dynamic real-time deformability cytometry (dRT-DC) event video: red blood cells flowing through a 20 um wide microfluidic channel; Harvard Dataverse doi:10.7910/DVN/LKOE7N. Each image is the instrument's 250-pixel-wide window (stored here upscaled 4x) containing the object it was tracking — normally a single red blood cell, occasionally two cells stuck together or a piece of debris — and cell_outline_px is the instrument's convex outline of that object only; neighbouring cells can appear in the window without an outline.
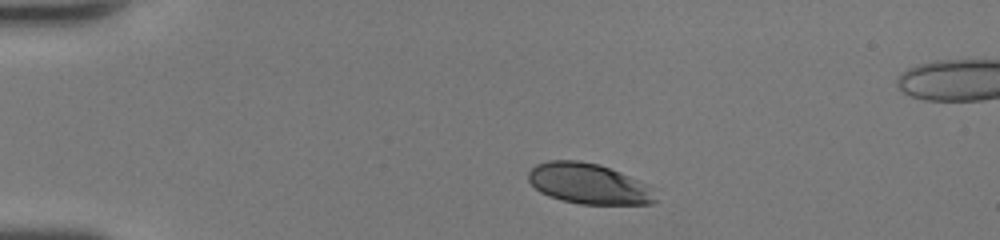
{"species": "human", "species_latin": "Homo sapiens", "temperature_condition": "room temperature", "stored_images_in_passage": 33, "camera_frame_rate_fps": 3000, "um_per_image_px": 0.085, "donor": {"sex": "female"}, "frame": {"image": 1, "passage_image": 1, "time_ms": 0.0, "image_size_px": [1000, 240], "cell_outline_px": [[656, 200], [652, 204], [580, 204], [548, 196], [540, 192], [528, 180], [528, 172], [536, 164], [548, 160], [580, 160], [600, 164], [620, 172], [648, 184], [656, 188]], "centroid_in_image_um": [50.07, 15.61], "position_along_channel_um": 34.9, "area_um2": 30.35}}
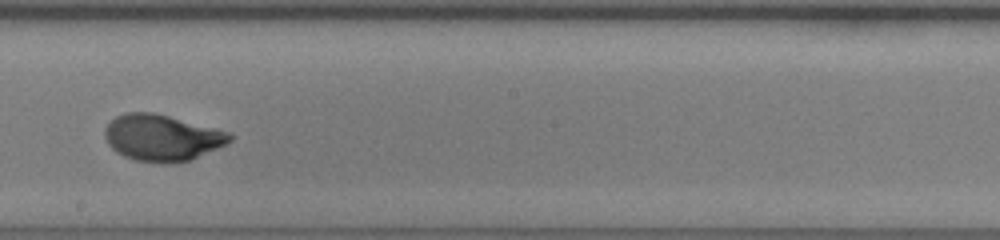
{"frame": {"image": 2, "passage_image": 20, "time_ms": 6.333, "image_size_px": [1000, 240], "cell_outline_px": [[232, 140], [216, 148], [188, 160], [172, 164], [136, 160], [124, 156], [116, 152], [108, 144], [104, 136], [104, 128], [116, 116], [124, 112], [152, 112], [168, 116], [228, 132], [232, 136]], "centroid_in_image_um": [13.7, 11.7], "position_along_channel_um": 234.5, "area_um2": 33.23}}
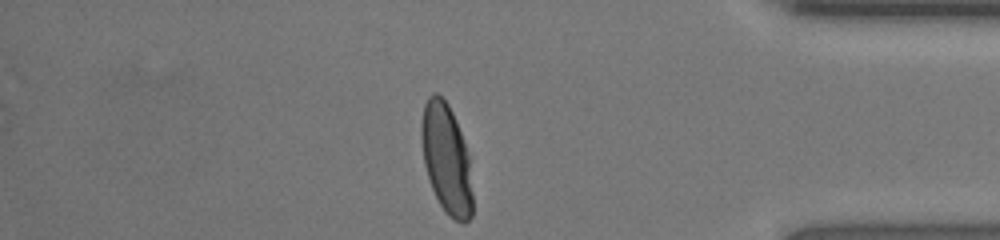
{"frame": {"image": 3, "passage_image": 33, "time_ms": 10.667, "image_size_px": [1000, 240], "cell_outline_px": [[472, 216], [464, 224], [448, 216], [444, 212], [432, 188], [424, 164], [420, 136], [420, 124], [424, 104], [428, 96], [432, 92], [436, 92], [448, 104], [452, 112], [460, 132], [468, 156], [472, 192]], "centroid_in_image_um": [37.92, 13.5], "position_along_channel_um": 397.3, "area_um2": 32.6}, "authors_computed_cell_mechanics": {"area_um2": 33.1194, "velocity_mm_per_s": 4.298, "shape_relaxation_time_tau1_ms": 3.4968, "shape_relaxation_time_tau2_ms": null, "deformation_change_tau1": 0.1867, "deformation_change_tau2": null}}